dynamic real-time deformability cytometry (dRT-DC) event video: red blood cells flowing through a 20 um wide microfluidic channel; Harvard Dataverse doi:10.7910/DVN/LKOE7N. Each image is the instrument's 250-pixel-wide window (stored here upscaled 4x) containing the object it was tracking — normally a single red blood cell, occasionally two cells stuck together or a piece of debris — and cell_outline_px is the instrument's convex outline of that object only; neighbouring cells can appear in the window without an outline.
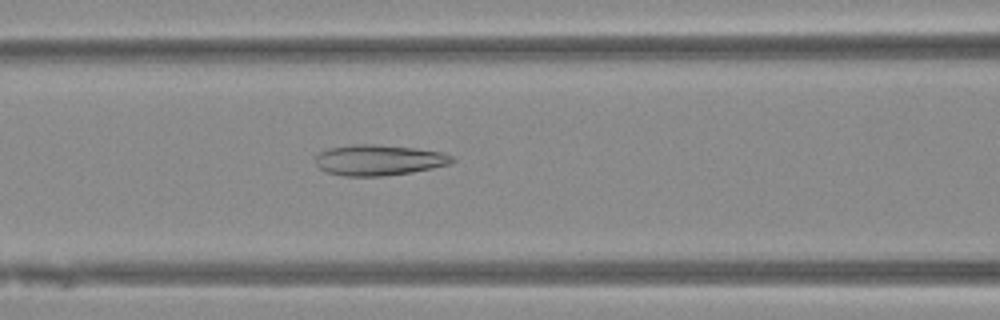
{"species": "Egyptian fruit bat (a non-hibernating species)", "species_latin": "Rousettus aegyptiacus", "temperature_condition": "warm", "stored_images_in_passage": 50, "camera_frame_rate_fps": 3000, "um_per_image_px": 0.085, "animal": {"sex": "female"}, "frame": {"image": 1, "passage_image": 21, "time_ms": 6.667, "image_size_px": [1000, 320], "cell_outline_px": [[456, 160], [448, 164], [412, 172], [384, 176], [344, 176], [328, 172], [320, 168], [316, 164], [316, 156], [320, 152], [332, 148], [352, 144], [376, 144], [412, 148], [444, 152], [452, 156]], "centroid_in_image_um": [32.21, 13.6], "position_along_channel_um": 134.4, "area_um2": 24.22}}
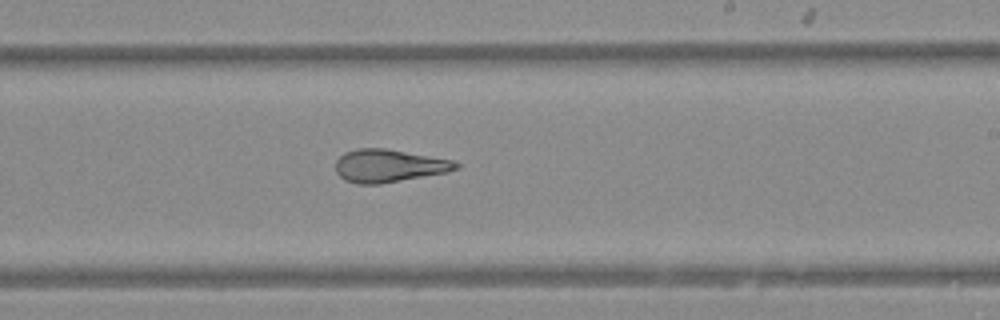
{"frame": {"image": 2, "passage_image": 30, "time_ms": 9.667, "image_size_px": [1000, 320], "cell_outline_px": [[460, 168], [448, 172], [380, 184], [356, 184], [344, 180], [336, 172], [336, 160], [344, 152], [356, 148], [384, 148], [452, 160], [460, 164]], "centroid_in_image_um": [33.03, 14.09], "position_along_channel_um": 256.0, "area_um2": 23.06}}
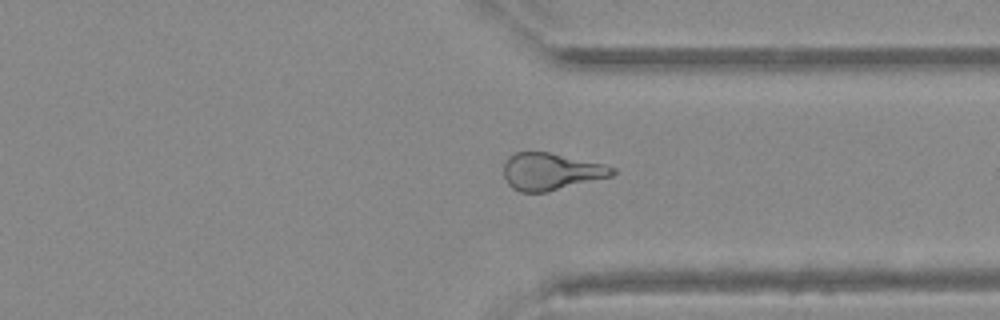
{"frame": {"image": 3, "passage_image": 38, "time_ms": 12.333, "image_size_px": [1000, 320], "cell_outline_px": [[616, 172], [612, 176], [548, 192], [520, 192], [512, 188], [508, 184], [504, 176], [504, 160], [508, 156], [516, 152], [548, 152], [604, 164], [616, 168]], "centroid_in_image_um": [46.82, 14.58], "position_along_channel_um": 364.6, "area_um2": 23.58}}